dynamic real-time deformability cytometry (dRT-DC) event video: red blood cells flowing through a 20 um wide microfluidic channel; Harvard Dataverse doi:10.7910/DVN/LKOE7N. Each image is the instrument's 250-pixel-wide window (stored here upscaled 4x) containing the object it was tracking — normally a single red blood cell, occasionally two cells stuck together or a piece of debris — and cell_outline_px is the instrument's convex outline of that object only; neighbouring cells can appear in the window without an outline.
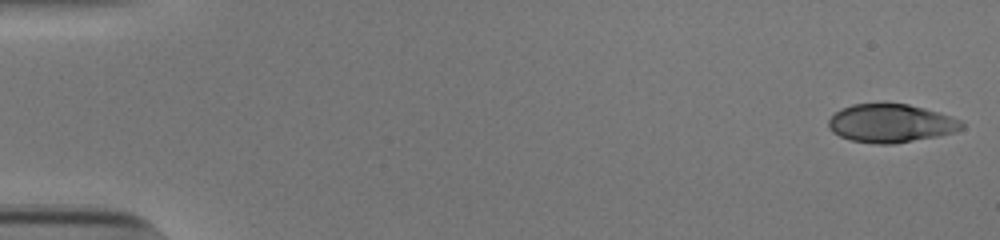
{"species": "human", "species_latin": "Homo sapiens", "temperature_condition": "cold", "stored_images_in_passage": 53, "camera_frame_rate_fps": 3000, "um_per_image_px": 0.085, "donor": {"sex": "male"}, "frame": {"image": 1, "passage_image": 1, "time_ms": 0.0, "image_size_px": [1000, 240], "cell_outline_px": [[964, 128], [956, 132], [936, 136], [892, 144], [876, 144], [852, 140], [840, 136], [832, 132], [828, 128], [828, 120], [840, 108], [852, 104], [908, 104], [924, 108], [952, 116], [964, 120]], "centroid_in_image_um": [75.74, 10.48], "position_along_channel_um": 9.3, "area_um2": 29.82}}
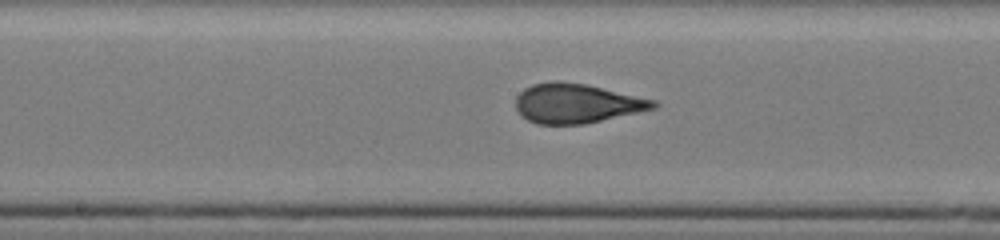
{"frame": {"image": 2, "passage_image": 28, "time_ms": 9.0, "image_size_px": [1000, 240], "cell_outline_px": [[660, 104], [656, 108], [584, 124], [536, 124], [528, 120], [516, 108], [516, 96], [524, 88], [532, 84], [556, 80], [560, 80], [588, 84], [656, 100]], "centroid_in_image_um": [49.03, 8.77], "position_along_channel_um": 199.2, "area_um2": 31.79}}
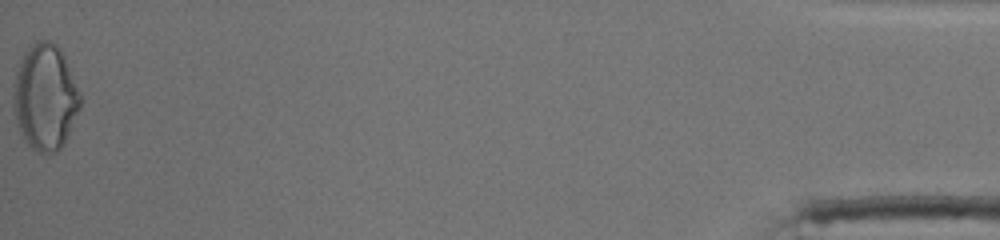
{"frame": {"image": 3, "passage_image": 53, "time_ms": 17.333, "image_size_px": [1000, 240], "cell_outline_px": [[84, 100], [68, 136], [64, 144], [56, 152], [40, 152], [32, 148], [28, 144], [20, 132], [16, 124], [12, 104], [12, 96], [16, 72], [20, 60], [24, 52], [36, 40], [52, 40], [60, 48], [64, 56]], "centroid_in_image_um": [3.85, 8.25], "position_along_channel_um": 431.4, "area_um2": 41.79}, "authors_computed_cell_mechanics": {"area_um2": 31.3276, "velocity_mm_per_s": 3.89, "shape_relaxation_time_tau1_ms": 7.98, "shape_relaxation_time_tau2_ms": null, "deformation_change_tau1": 0.2057, "deformation_change_tau2": null}}